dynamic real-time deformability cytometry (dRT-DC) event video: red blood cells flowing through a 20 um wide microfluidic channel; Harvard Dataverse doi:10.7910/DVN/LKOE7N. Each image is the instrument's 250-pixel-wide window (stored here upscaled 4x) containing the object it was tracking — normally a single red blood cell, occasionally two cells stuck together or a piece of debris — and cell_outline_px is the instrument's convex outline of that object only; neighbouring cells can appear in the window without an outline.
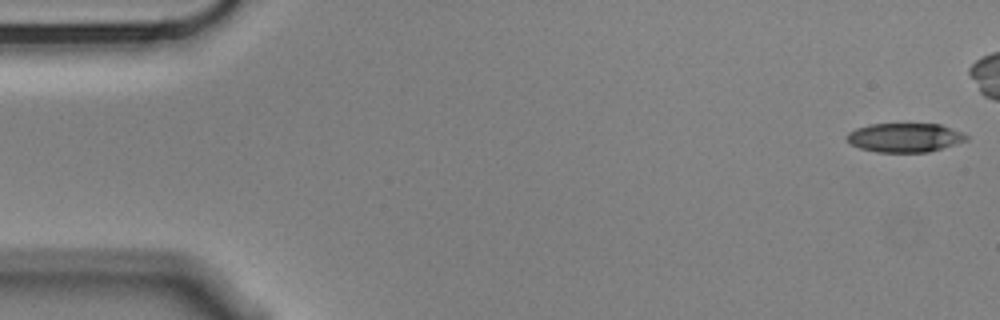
{"species": "Egyptian fruit bat (a non-hibernating species)", "species_latin": "Rousettus aegyptiacus", "temperature_condition": "cold", "stored_images_in_passage": 12, "camera_frame_rate_fps": 3000, "um_per_image_px": 0.085, "animal": {"sex": "male"}, "frame": {"image": 1, "passage_image": 1, "time_ms": 0.0, "image_size_px": [1000, 320], "cell_outline_px": [[968, 140], [928, 152], [876, 152], [860, 148], [852, 144], [848, 140], [848, 132], [856, 128], [868, 124], [940, 124], [960, 132], [968, 136]], "centroid_in_image_um": [76.9, 11.69], "position_along_channel_um": 8.1, "area_um2": 20.0}}